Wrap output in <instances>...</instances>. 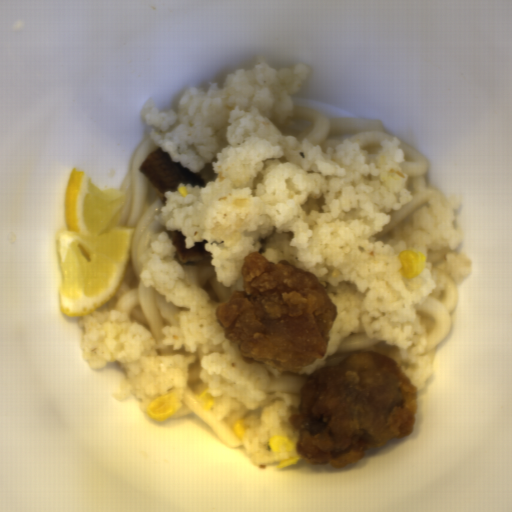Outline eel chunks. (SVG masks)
Masks as SVG:
<instances>
[{
  "label": "eel chunks",
  "mask_w": 512,
  "mask_h": 512,
  "mask_svg": "<svg viewBox=\"0 0 512 512\" xmlns=\"http://www.w3.org/2000/svg\"><path fill=\"white\" fill-rule=\"evenodd\" d=\"M138 171L144 175L163 205L167 203L165 192H175L178 184L199 187L205 184L200 173L173 161L168 153L163 152L162 147L147 154Z\"/></svg>",
  "instance_id": "4dd315ae"
},
{
  "label": "eel chunks",
  "mask_w": 512,
  "mask_h": 512,
  "mask_svg": "<svg viewBox=\"0 0 512 512\" xmlns=\"http://www.w3.org/2000/svg\"><path fill=\"white\" fill-rule=\"evenodd\" d=\"M168 235L176 248L174 257L182 265L197 264L211 257V252H208L205 247L209 240H200L195 242L192 248H186L187 237L181 231L171 230L168 231Z\"/></svg>",
  "instance_id": "57646c5b"
}]
</instances>
